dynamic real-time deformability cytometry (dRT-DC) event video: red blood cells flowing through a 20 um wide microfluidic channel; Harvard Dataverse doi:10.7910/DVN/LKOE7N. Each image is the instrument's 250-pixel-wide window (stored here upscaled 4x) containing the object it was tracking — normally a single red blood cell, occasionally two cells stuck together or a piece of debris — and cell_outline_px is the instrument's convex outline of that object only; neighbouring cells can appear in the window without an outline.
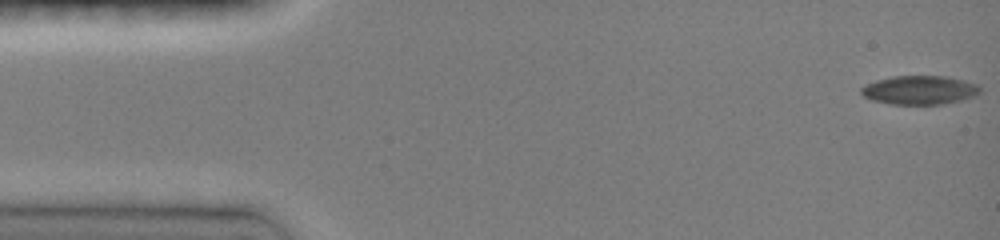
{"species": "common noctule bat (a hibernating species)", "species_latin": "Nyctalus noctula", "temperature_condition": "room temperature", "stored_images_in_passage": 39, "camera_frame_rate_fps": 3000, "um_per_image_px": 0.085, "animal": {"sex": "female", "body_mass_g": 19.0, "forearm_length_mm": 51.5}, "frame": {"image": 1, "passage_image": 1, "time_ms": 0.0, "image_size_px": [1000, 240], "cell_outline_px": [[980, 92], [972, 96], [960, 100], [944, 104], [888, 104], [872, 100], [864, 96], [860, 92], [860, 88], [864, 84], [876, 80], [892, 76], [944, 76], [964, 80], [976, 84], [980, 88]], "centroid_in_image_um": [78.11, 7.65], "position_along_channel_um": 6.9, "area_um2": 19.94}}
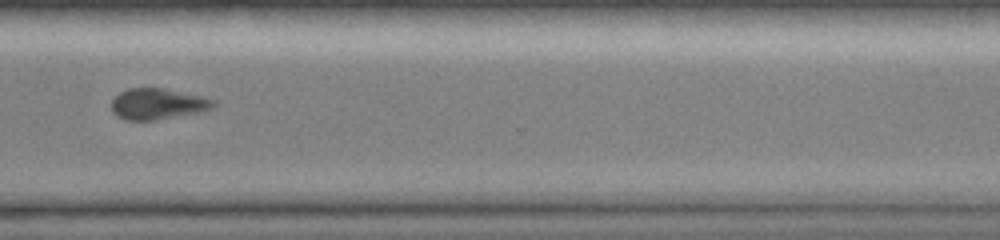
{"frame": {"image": 2, "passage_image": 33, "time_ms": 11.667, "image_size_px": [1000, 240], "cell_outline_px": [[220, 104], [212, 108], [196, 112], [156, 120], [124, 120], [116, 116], [112, 112], [112, 100], [120, 92], [128, 88], [164, 88], [204, 96], [220, 100]], "centroid_in_image_um": [13.46, 8.82], "position_along_channel_um": 357.1, "area_um2": 18.67}}
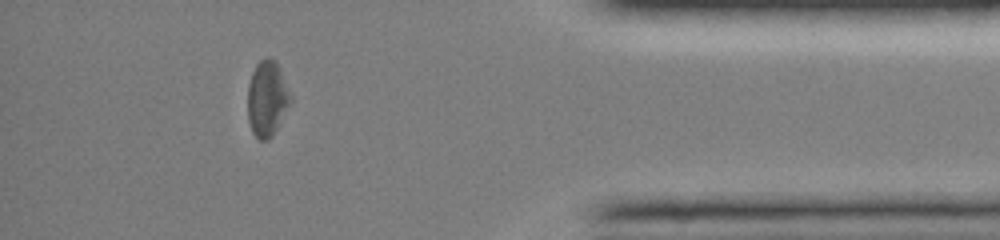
{"frame": {"image": 3, "passage_image": 36, "time_ms": 13.667, "image_size_px": [1000, 240], "cell_outline_px": [[292, 100], [272, 136], [268, 140], [260, 140], [252, 132], [248, 120], [248, 84], [252, 72], [256, 64], [260, 60], [268, 56], [276, 60], [280, 68], [292, 96]], "centroid_in_image_um": [22.71, 8.34], "position_along_channel_um": 412.5, "area_um2": 18.96}, "authors_computed_cell_mechanics": {"area_um2": 20.1144, "velocity_mm_per_s": 4.0364, "shape_relaxation_time_tau1_ms": 2.5482, "shape_relaxation_time_tau2_ms": null, "deformation_change_tau1": 0.0937, "deformation_change_tau2": null}}